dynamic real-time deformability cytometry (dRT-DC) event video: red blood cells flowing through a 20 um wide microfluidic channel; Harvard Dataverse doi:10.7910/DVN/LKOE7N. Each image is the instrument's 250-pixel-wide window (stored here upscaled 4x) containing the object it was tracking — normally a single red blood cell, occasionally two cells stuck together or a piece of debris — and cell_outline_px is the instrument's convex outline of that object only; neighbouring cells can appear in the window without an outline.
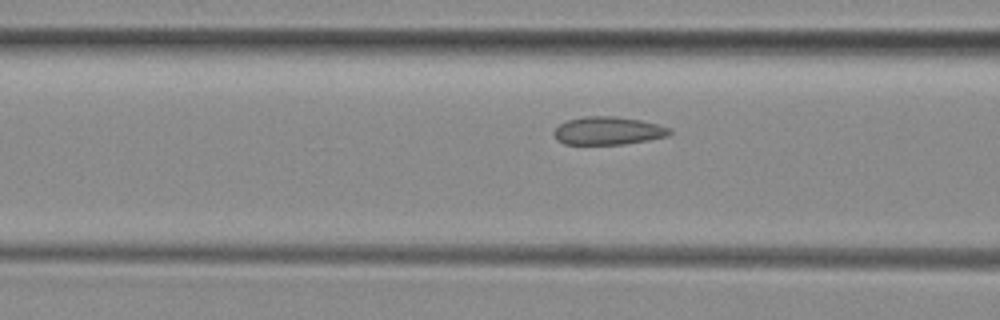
{"species": "common noctule bat (a hibernating species)", "species_latin": "Nyctalus noctula", "temperature_condition": "room temperature", "stored_images_in_passage": 9, "camera_frame_rate_fps": 3000, "um_per_image_px": 0.085, "animal": {"sex": "female", "body_mass_g": 29.2, "forearm_length_mm": 56.3}, "frame": {"image": 1, "passage_image": 7, "time_ms": 2.0, "image_size_px": [1000, 320], "cell_outline_px": [[672, 132], [668, 136], [648, 140], [624, 144], [564, 144], [556, 140], [552, 132], [560, 124], [568, 120], [584, 116], [616, 116], [640, 120], [660, 124], [672, 128]], "centroid_in_image_um": [51.7, 11.11], "position_along_channel_um": 114.9, "area_um2": 19.07}}